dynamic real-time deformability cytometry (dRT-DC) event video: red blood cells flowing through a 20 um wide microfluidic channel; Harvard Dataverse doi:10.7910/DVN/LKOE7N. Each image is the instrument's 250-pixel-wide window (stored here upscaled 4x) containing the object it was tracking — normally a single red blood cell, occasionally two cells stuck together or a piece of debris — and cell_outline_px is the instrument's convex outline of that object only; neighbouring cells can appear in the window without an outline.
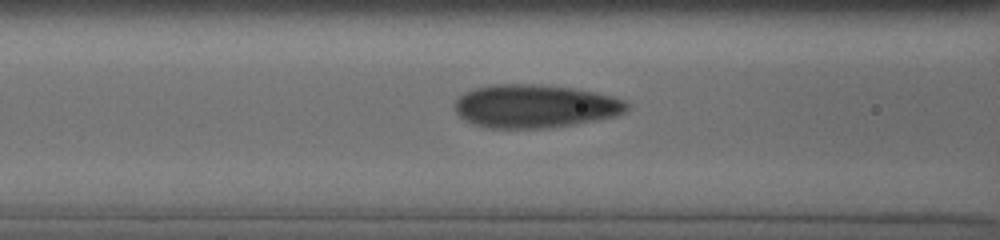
{"species": "human", "species_latin": "Homo sapiens", "temperature_condition": "cold", "stored_images_in_passage": 26, "camera_frame_rate_fps": 3000, "um_per_image_px": 0.085, "donor": {"sex": "male"}, "frame": {"image": 1, "passage_image": 9, "time_ms": 4.333, "image_size_px": [1000, 240], "cell_outline_px": [[628, 108], [624, 112], [616, 116], [576, 124], [544, 128], [484, 128], [464, 120], [456, 112], [456, 100], [464, 92], [476, 88], [492, 84], [532, 84], [572, 88], [612, 96], [624, 100], [628, 104]], "centroid_in_image_um": [45.46, 9.03], "position_along_channel_um": 121.1, "area_um2": 43.23}}
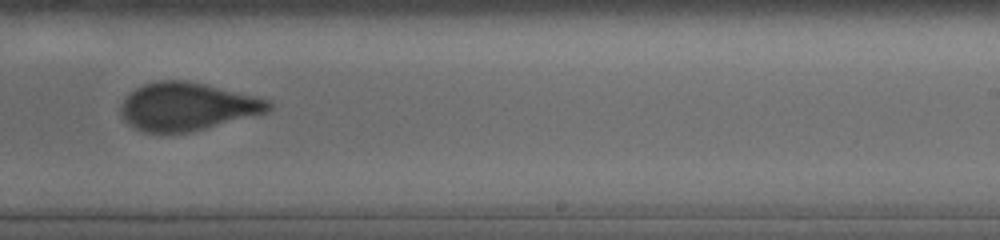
{"frame": {"image": 2, "passage_image": 16, "time_ms": 8.333, "image_size_px": [1000, 240], "cell_outline_px": [[272, 108], [268, 112], [188, 132], [144, 132], [128, 124], [124, 120], [120, 112], [120, 108], [124, 100], [136, 88], [144, 84], [156, 80], [184, 80], [204, 84], [272, 100]], "centroid_in_image_um": [15.92, 9.05], "position_along_channel_um": 273.1, "area_um2": 40.86}}
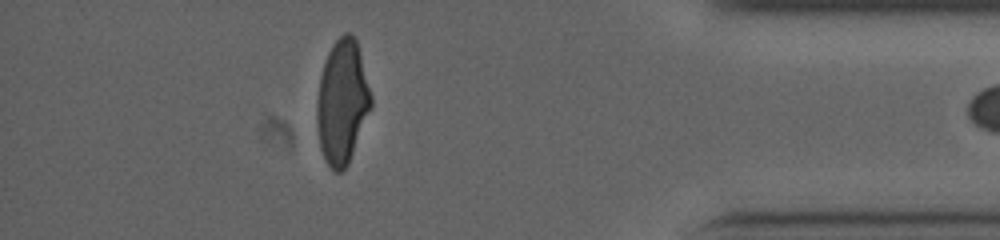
{"frame": {"image": 3, "passage_image": 25, "time_ms": 12.667, "image_size_px": [1000, 240], "cell_outline_px": [[372, 108], [348, 164], [340, 172], [336, 172], [324, 160], [320, 148], [316, 128], [316, 100], [320, 76], [324, 60], [332, 44], [344, 32], [352, 32], [356, 40], [372, 96]], "centroid_in_image_um": [29.07, 8.67], "position_along_channel_um": 406.1, "area_um2": 39.54}, "authors_computed_cell_mechanics": {"area_um2": 41.5582, "velocity_mm_per_s": 3.805, "shape_relaxation_time_tau1_ms": null, "shape_relaxation_time_tau2_ms": 0.9313, "deformation_change_tau1": null, "deformation_change_tau2": 0.0752}}